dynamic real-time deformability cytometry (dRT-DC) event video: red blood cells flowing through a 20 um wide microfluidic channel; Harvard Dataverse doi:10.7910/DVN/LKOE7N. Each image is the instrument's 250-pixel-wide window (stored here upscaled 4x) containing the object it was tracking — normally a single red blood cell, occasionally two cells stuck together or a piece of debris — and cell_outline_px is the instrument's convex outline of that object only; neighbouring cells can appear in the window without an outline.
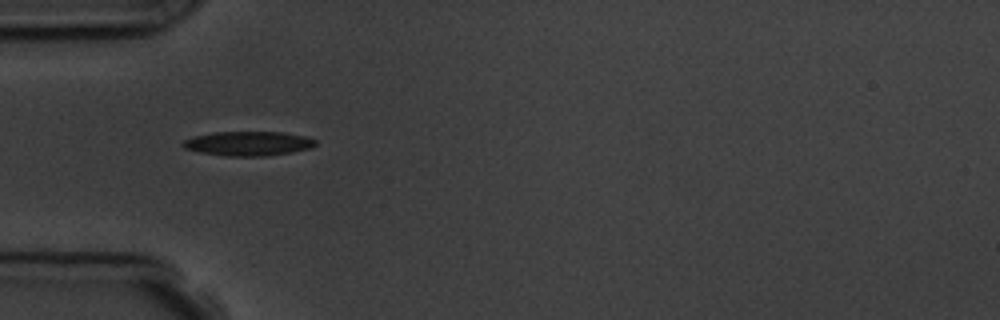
{"species": "common noctule bat (a hibernating species)", "species_latin": "Nyctalus noctula", "temperature_condition": "room temperature", "stored_images_in_passage": 2, "camera_frame_rate_fps": 3000, "um_per_image_px": 0.085, "animal": {"sex": "male", "body_mass_g": 19.5, "forearm_length_mm": 54.6}, "frame": {"image": 1, "passage_image": 1, "time_ms": 0.0, "image_size_px": [1000, 320], "cell_outline_px": [[316, 144], [312, 148], [292, 152], [264, 156], [228, 156], [200, 152], [184, 148], [180, 144], [184, 140], [192, 136], [212, 132], [284, 132], [304, 136], [316, 140]], "centroid_in_image_um": [21.08, 12.19], "position_along_channel_um": 63.9, "area_um2": 18.9}}